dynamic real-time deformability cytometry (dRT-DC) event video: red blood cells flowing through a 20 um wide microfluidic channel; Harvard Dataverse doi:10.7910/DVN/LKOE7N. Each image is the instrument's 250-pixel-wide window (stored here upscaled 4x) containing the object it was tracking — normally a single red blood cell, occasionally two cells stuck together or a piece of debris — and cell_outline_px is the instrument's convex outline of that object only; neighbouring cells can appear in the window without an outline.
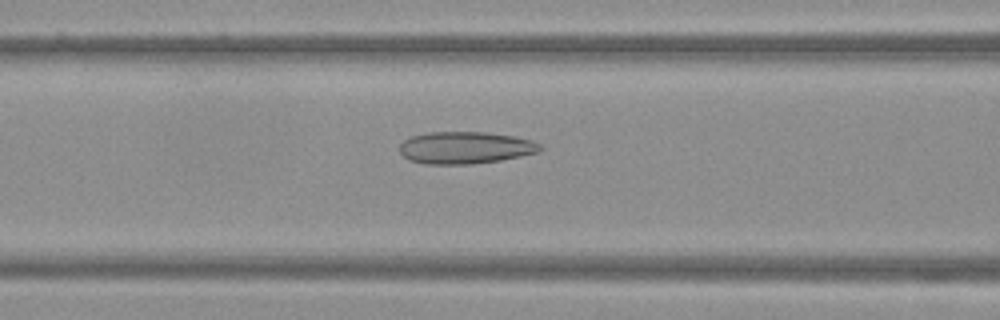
{"species": "Egyptian fruit bat (a non-hibernating species)", "species_latin": "Rousettus aegyptiacus", "temperature_condition": "warm", "stored_images_in_passage": 42, "camera_frame_rate_fps": 3000, "um_per_image_px": 0.085, "frame": {"image": 1, "passage_image": 13, "time_ms": 4.0, "image_size_px": [1000, 320], "cell_outline_px": [[544, 148], [540, 152], [500, 160], [472, 164], [424, 164], [408, 160], [400, 152], [400, 144], [404, 140], [412, 136], [428, 132], [484, 132], [516, 136], [532, 140], [540, 144]], "centroid_in_image_um": [39.57, 12.55], "position_along_channel_um": 127.0, "area_um2": 26.47}}
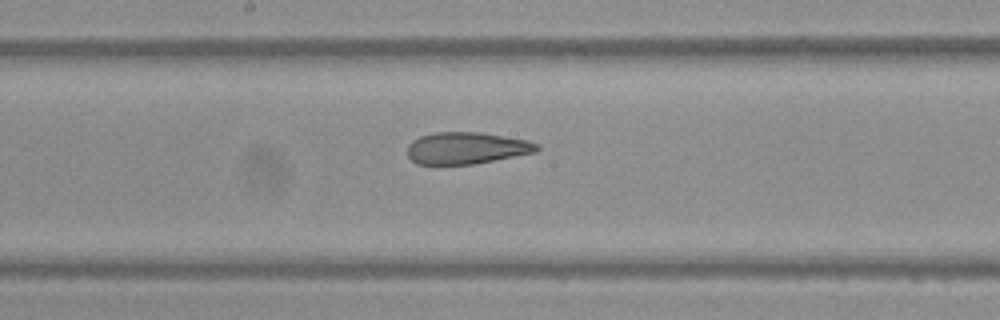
{"frame": {"image": 2, "passage_image": 19, "time_ms": 6.0, "image_size_px": [1000, 320], "cell_outline_px": [[540, 148], [536, 152], [472, 164], [416, 164], [408, 156], [408, 144], [412, 140], [420, 136], [436, 132], [480, 132], [528, 140], [540, 144]], "centroid_in_image_um": [39.66, 12.58], "position_along_channel_um": 208.5, "area_um2": 23.99}}
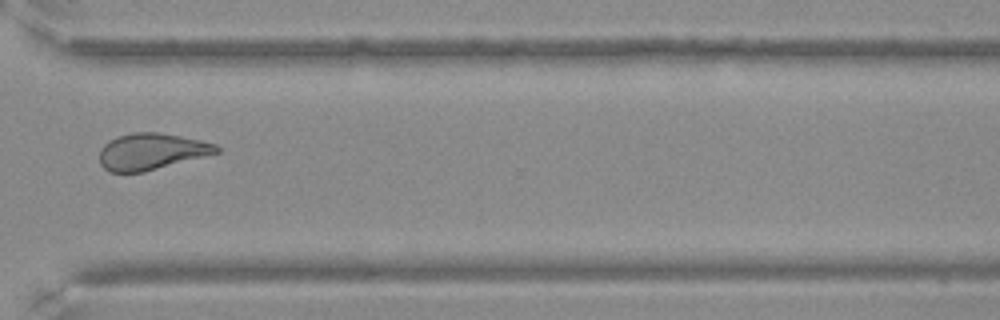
{"frame": {"image": 3, "passage_image": 30, "time_ms": 9.667, "image_size_px": [1000, 320], "cell_outline_px": [[220, 152], [144, 172], [108, 172], [100, 164], [100, 148], [108, 140], [116, 136], [132, 132], [156, 132], [180, 136], [200, 140], [216, 144], [220, 148]], "centroid_in_image_um": [12.84, 12.87], "position_along_channel_um": 357.8, "area_um2": 24.91}}